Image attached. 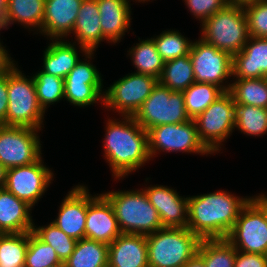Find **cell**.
<instances>
[{"mask_svg":"<svg viewBox=\"0 0 267 267\" xmlns=\"http://www.w3.org/2000/svg\"><path fill=\"white\" fill-rule=\"evenodd\" d=\"M121 117L122 121L107 120L104 138L105 159L109 163L112 176L119 180L151 159L147 130L143 129L133 116Z\"/></svg>","mask_w":267,"mask_h":267,"instance_id":"cell-1","label":"cell"},{"mask_svg":"<svg viewBox=\"0 0 267 267\" xmlns=\"http://www.w3.org/2000/svg\"><path fill=\"white\" fill-rule=\"evenodd\" d=\"M250 198L221 190L189 196L187 228L201 239L227 238Z\"/></svg>","mask_w":267,"mask_h":267,"instance_id":"cell-2","label":"cell"},{"mask_svg":"<svg viewBox=\"0 0 267 267\" xmlns=\"http://www.w3.org/2000/svg\"><path fill=\"white\" fill-rule=\"evenodd\" d=\"M102 195L110 202L121 233L149 235L163 228L143 189L109 191Z\"/></svg>","mask_w":267,"mask_h":267,"instance_id":"cell-3","label":"cell"},{"mask_svg":"<svg viewBox=\"0 0 267 267\" xmlns=\"http://www.w3.org/2000/svg\"><path fill=\"white\" fill-rule=\"evenodd\" d=\"M146 240L149 267H183L198 253L202 239L183 227L162 228Z\"/></svg>","mask_w":267,"mask_h":267,"instance_id":"cell-4","label":"cell"},{"mask_svg":"<svg viewBox=\"0 0 267 267\" xmlns=\"http://www.w3.org/2000/svg\"><path fill=\"white\" fill-rule=\"evenodd\" d=\"M201 26V39L232 57L243 49L250 37L242 3H229Z\"/></svg>","mask_w":267,"mask_h":267,"instance_id":"cell-5","label":"cell"},{"mask_svg":"<svg viewBox=\"0 0 267 267\" xmlns=\"http://www.w3.org/2000/svg\"><path fill=\"white\" fill-rule=\"evenodd\" d=\"M6 126L41 130L44 110L40 107L33 76L27 78L16 65L8 71Z\"/></svg>","mask_w":267,"mask_h":267,"instance_id":"cell-6","label":"cell"},{"mask_svg":"<svg viewBox=\"0 0 267 267\" xmlns=\"http://www.w3.org/2000/svg\"><path fill=\"white\" fill-rule=\"evenodd\" d=\"M226 239L238 251L267 255V219L263 193L251 197L242 207Z\"/></svg>","mask_w":267,"mask_h":267,"instance_id":"cell-7","label":"cell"},{"mask_svg":"<svg viewBox=\"0 0 267 267\" xmlns=\"http://www.w3.org/2000/svg\"><path fill=\"white\" fill-rule=\"evenodd\" d=\"M133 118L147 131L159 125L191 120L186 112L183 92L172 91L159 82Z\"/></svg>","mask_w":267,"mask_h":267,"instance_id":"cell-8","label":"cell"},{"mask_svg":"<svg viewBox=\"0 0 267 267\" xmlns=\"http://www.w3.org/2000/svg\"><path fill=\"white\" fill-rule=\"evenodd\" d=\"M236 104L229 92H224L194 122L200 141L211 153L221 151L220 145L235 129Z\"/></svg>","mask_w":267,"mask_h":267,"instance_id":"cell-9","label":"cell"},{"mask_svg":"<svg viewBox=\"0 0 267 267\" xmlns=\"http://www.w3.org/2000/svg\"><path fill=\"white\" fill-rule=\"evenodd\" d=\"M157 82L153 76L132 72L107 87L103 104L121 116H133L151 95Z\"/></svg>","mask_w":267,"mask_h":267,"instance_id":"cell-10","label":"cell"},{"mask_svg":"<svg viewBox=\"0 0 267 267\" xmlns=\"http://www.w3.org/2000/svg\"><path fill=\"white\" fill-rule=\"evenodd\" d=\"M148 150L151 158L157 152H187L212 154L200 141L194 120L179 124H164L148 131Z\"/></svg>","mask_w":267,"mask_h":267,"instance_id":"cell-11","label":"cell"},{"mask_svg":"<svg viewBox=\"0 0 267 267\" xmlns=\"http://www.w3.org/2000/svg\"><path fill=\"white\" fill-rule=\"evenodd\" d=\"M39 129L0 125V163L6 168L26 166L42 155Z\"/></svg>","mask_w":267,"mask_h":267,"instance_id":"cell-12","label":"cell"},{"mask_svg":"<svg viewBox=\"0 0 267 267\" xmlns=\"http://www.w3.org/2000/svg\"><path fill=\"white\" fill-rule=\"evenodd\" d=\"M189 57L192 61L195 82L211 83L220 87L224 92L230 89L226 80L232 77V56L204 42L201 38L192 41ZM225 81L226 85H223Z\"/></svg>","mask_w":267,"mask_h":267,"instance_id":"cell-13","label":"cell"},{"mask_svg":"<svg viewBox=\"0 0 267 267\" xmlns=\"http://www.w3.org/2000/svg\"><path fill=\"white\" fill-rule=\"evenodd\" d=\"M43 163L41 156L30 165L7 169L4 188L33 208L53 180V172Z\"/></svg>","mask_w":267,"mask_h":267,"instance_id":"cell-14","label":"cell"},{"mask_svg":"<svg viewBox=\"0 0 267 267\" xmlns=\"http://www.w3.org/2000/svg\"><path fill=\"white\" fill-rule=\"evenodd\" d=\"M89 193L88 189L85 238L109 245L121 234L113 208L102 194Z\"/></svg>","mask_w":267,"mask_h":267,"instance_id":"cell-15","label":"cell"},{"mask_svg":"<svg viewBox=\"0 0 267 267\" xmlns=\"http://www.w3.org/2000/svg\"><path fill=\"white\" fill-rule=\"evenodd\" d=\"M145 188L142 189L156 208L163 228L187 227L188 197H181L176 190L163 185Z\"/></svg>","mask_w":267,"mask_h":267,"instance_id":"cell-16","label":"cell"},{"mask_svg":"<svg viewBox=\"0 0 267 267\" xmlns=\"http://www.w3.org/2000/svg\"><path fill=\"white\" fill-rule=\"evenodd\" d=\"M76 185L62 200L58 216L52 222L68 236L80 240L85 238V223L88 207V189Z\"/></svg>","mask_w":267,"mask_h":267,"instance_id":"cell-17","label":"cell"},{"mask_svg":"<svg viewBox=\"0 0 267 267\" xmlns=\"http://www.w3.org/2000/svg\"><path fill=\"white\" fill-rule=\"evenodd\" d=\"M82 1L45 0L42 29L39 33L50 40L67 38L72 33Z\"/></svg>","mask_w":267,"mask_h":267,"instance_id":"cell-18","label":"cell"},{"mask_svg":"<svg viewBox=\"0 0 267 267\" xmlns=\"http://www.w3.org/2000/svg\"><path fill=\"white\" fill-rule=\"evenodd\" d=\"M235 79L267 78V38L249 37L243 49L232 57Z\"/></svg>","mask_w":267,"mask_h":267,"instance_id":"cell-19","label":"cell"},{"mask_svg":"<svg viewBox=\"0 0 267 267\" xmlns=\"http://www.w3.org/2000/svg\"><path fill=\"white\" fill-rule=\"evenodd\" d=\"M108 267H149L146 235L121 233L108 245Z\"/></svg>","mask_w":267,"mask_h":267,"instance_id":"cell-20","label":"cell"},{"mask_svg":"<svg viewBox=\"0 0 267 267\" xmlns=\"http://www.w3.org/2000/svg\"><path fill=\"white\" fill-rule=\"evenodd\" d=\"M72 33L76 37L80 53L96 52L98 45L103 42L100 26V15L97 0H83L76 18Z\"/></svg>","mask_w":267,"mask_h":267,"instance_id":"cell-21","label":"cell"},{"mask_svg":"<svg viewBox=\"0 0 267 267\" xmlns=\"http://www.w3.org/2000/svg\"><path fill=\"white\" fill-rule=\"evenodd\" d=\"M103 41L117 43L128 32L131 22L129 0H97Z\"/></svg>","mask_w":267,"mask_h":267,"instance_id":"cell-22","label":"cell"},{"mask_svg":"<svg viewBox=\"0 0 267 267\" xmlns=\"http://www.w3.org/2000/svg\"><path fill=\"white\" fill-rule=\"evenodd\" d=\"M32 207L5 188L0 189V234L32 232Z\"/></svg>","mask_w":267,"mask_h":267,"instance_id":"cell-23","label":"cell"},{"mask_svg":"<svg viewBox=\"0 0 267 267\" xmlns=\"http://www.w3.org/2000/svg\"><path fill=\"white\" fill-rule=\"evenodd\" d=\"M51 41L43 53L41 71L64 79L80 60L77 45L65 39Z\"/></svg>","mask_w":267,"mask_h":267,"instance_id":"cell-24","label":"cell"},{"mask_svg":"<svg viewBox=\"0 0 267 267\" xmlns=\"http://www.w3.org/2000/svg\"><path fill=\"white\" fill-rule=\"evenodd\" d=\"M64 267H108V244L88 238L77 240Z\"/></svg>","mask_w":267,"mask_h":267,"instance_id":"cell-25","label":"cell"},{"mask_svg":"<svg viewBox=\"0 0 267 267\" xmlns=\"http://www.w3.org/2000/svg\"><path fill=\"white\" fill-rule=\"evenodd\" d=\"M45 0H8V22L9 25L14 22L24 25V27L39 32L42 29L44 17Z\"/></svg>","mask_w":267,"mask_h":267,"instance_id":"cell-26","label":"cell"},{"mask_svg":"<svg viewBox=\"0 0 267 267\" xmlns=\"http://www.w3.org/2000/svg\"><path fill=\"white\" fill-rule=\"evenodd\" d=\"M158 82L177 92L190 87L195 82V76L189 54L166 61Z\"/></svg>","mask_w":267,"mask_h":267,"instance_id":"cell-27","label":"cell"},{"mask_svg":"<svg viewBox=\"0 0 267 267\" xmlns=\"http://www.w3.org/2000/svg\"><path fill=\"white\" fill-rule=\"evenodd\" d=\"M229 93L235 104L251 105L267 109V78L235 79Z\"/></svg>","mask_w":267,"mask_h":267,"instance_id":"cell-28","label":"cell"},{"mask_svg":"<svg viewBox=\"0 0 267 267\" xmlns=\"http://www.w3.org/2000/svg\"><path fill=\"white\" fill-rule=\"evenodd\" d=\"M128 55L132 58L134 67L137 68L136 73L150 75L159 79L165 61L158 53L152 38L140 40V43L130 48Z\"/></svg>","mask_w":267,"mask_h":267,"instance_id":"cell-29","label":"cell"},{"mask_svg":"<svg viewBox=\"0 0 267 267\" xmlns=\"http://www.w3.org/2000/svg\"><path fill=\"white\" fill-rule=\"evenodd\" d=\"M206 267H234L236 248L226 238L202 239L197 253Z\"/></svg>","mask_w":267,"mask_h":267,"instance_id":"cell-30","label":"cell"},{"mask_svg":"<svg viewBox=\"0 0 267 267\" xmlns=\"http://www.w3.org/2000/svg\"><path fill=\"white\" fill-rule=\"evenodd\" d=\"M224 91L215 84L194 82L183 91L185 108L190 119L194 120L207 109Z\"/></svg>","mask_w":267,"mask_h":267,"instance_id":"cell-31","label":"cell"},{"mask_svg":"<svg viewBox=\"0 0 267 267\" xmlns=\"http://www.w3.org/2000/svg\"><path fill=\"white\" fill-rule=\"evenodd\" d=\"M28 232L0 234V267H24Z\"/></svg>","mask_w":267,"mask_h":267,"instance_id":"cell-32","label":"cell"},{"mask_svg":"<svg viewBox=\"0 0 267 267\" xmlns=\"http://www.w3.org/2000/svg\"><path fill=\"white\" fill-rule=\"evenodd\" d=\"M235 127L248 136L267 133V109L251 105L236 104Z\"/></svg>","mask_w":267,"mask_h":267,"instance_id":"cell-33","label":"cell"},{"mask_svg":"<svg viewBox=\"0 0 267 267\" xmlns=\"http://www.w3.org/2000/svg\"><path fill=\"white\" fill-rule=\"evenodd\" d=\"M103 84H85V81L64 80V99L74 106L88 107L101 101L103 106Z\"/></svg>","mask_w":267,"mask_h":267,"instance_id":"cell-34","label":"cell"},{"mask_svg":"<svg viewBox=\"0 0 267 267\" xmlns=\"http://www.w3.org/2000/svg\"><path fill=\"white\" fill-rule=\"evenodd\" d=\"M33 232L45 243L52 246L62 263L73 253L77 240L60 230L53 222L46 226H33Z\"/></svg>","mask_w":267,"mask_h":267,"instance_id":"cell-35","label":"cell"},{"mask_svg":"<svg viewBox=\"0 0 267 267\" xmlns=\"http://www.w3.org/2000/svg\"><path fill=\"white\" fill-rule=\"evenodd\" d=\"M37 100L40 107L46 111L48 106L64 98V79L38 71L33 75ZM48 105V106H47Z\"/></svg>","mask_w":267,"mask_h":267,"instance_id":"cell-36","label":"cell"},{"mask_svg":"<svg viewBox=\"0 0 267 267\" xmlns=\"http://www.w3.org/2000/svg\"><path fill=\"white\" fill-rule=\"evenodd\" d=\"M64 266L54 248L43 242L33 231L28 232V249L24 267Z\"/></svg>","mask_w":267,"mask_h":267,"instance_id":"cell-37","label":"cell"},{"mask_svg":"<svg viewBox=\"0 0 267 267\" xmlns=\"http://www.w3.org/2000/svg\"><path fill=\"white\" fill-rule=\"evenodd\" d=\"M152 39L158 53L165 62L188 55L192 44V41L184 37L179 31L171 29L163 31Z\"/></svg>","mask_w":267,"mask_h":267,"instance_id":"cell-38","label":"cell"},{"mask_svg":"<svg viewBox=\"0 0 267 267\" xmlns=\"http://www.w3.org/2000/svg\"><path fill=\"white\" fill-rule=\"evenodd\" d=\"M250 37L267 38V0H249L242 3Z\"/></svg>","mask_w":267,"mask_h":267,"instance_id":"cell-39","label":"cell"},{"mask_svg":"<svg viewBox=\"0 0 267 267\" xmlns=\"http://www.w3.org/2000/svg\"><path fill=\"white\" fill-rule=\"evenodd\" d=\"M93 55L94 52L86 53V59H83L84 61L80 59L64 80L85 81V84H102L101 73H99L96 66L88 60L91 59Z\"/></svg>","mask_w":267,"mask_h":267,"instance_id":"cell-40","label":"cell"},{"mask_svg":"<svg viewBox=\"0 0 267 267\" xmlns=\"http://www.w3.org/2000/svg\"><path fill=\"white\" fill-rule=\"evenodd\" d=\"M190 13L202 24L210 16L225 8L229 0H184Z\"/></svg>","mask_w":267,"mask_h":267,"instance_id":"cell-41","label":"cell"},{"mask_svg":"<svg viewBox=\"0 0 267 267\" xmlns=\"http://www.w3.org/2000/svg\"><path fill=\"white\" fill-rule=\"evenodd\" d=\"M234 267H267V255L236 250Z\"/></svg>","mask_w":267,"mask_h":267,"instance_id":"cell-42","label":"cell"},{"mask_svg":"<svg viewBox=\"0 0 267 267\" xmlns=\"http://www.w3.org/2000/svg\"><path fill=\"white\" fill-rule=\"evenodd\" d=\"M8 72L0 76V125H6L8 107Z\"/></svg>","mask_w":267,"mask_h":267,"instance_id":"cell-43","label":"cell"},{"mask_svg":"<svg viewBox=\"0 0 267 267\" xmlns=\"http://www.w3.org/2000/svg\"><path fill=\"white\" fill-rule=\"evenodd\" d=\"M15 65L14 60H12L5 46H3L0 41V76L6 74Z\"/></svg>","mask_w":267,"mask_h":267,"instance_id":"cell-44","label":"cell"},{"mask_svg":"<svg viewBox=\"0 0 267 267\" xmlns=\"http://www.w3.org/2000/svg\"><path fill=\"white\" fill-rule=\"evenodd\" d=\"M8 0H0V29H7L8 22Z\"/></svg>","mask_w":267,"mask_h":267,"instance_id":"cell-45","label":"cell"},{"mask_svg":"<svg viewBox=\"0 0 267 267\" xmlns=\"http://www.w3.org/2000/svg\"><path fill=\"white\" fill-rule=\"evenodd\" d=\"M183 267H206L203 259L196 254Z\"/></svg>","mask_w":267,"mask_h":267,"instance_id":"cell-46","label":"cell"},{"mask_svg":"<svg viewBox=\"0 0 267 267\" xmlns=\"http://www.w3.org/2000/svg\"><path fill=\"white\" fill-rule=\"evenodd\" d=\"M7 169L0 163V189L6 184Z\"/></svg>","mask_w":267,"mask_h":267,"instance_id":"cell-47","label":"cell"},{"mask_svg":"<svg viewBox=\"0 0 267 267\" xmlns=\"http://www.w3.org/2000/svg\"><path fill=\"white\" fill-rule=\"evenodd\" d=\"M264 213L267 219V195H264Z\"/></svg>","mask_w":267,"mask_h":267,"instance_id":"cell-48","label":"cell"},{"mask_svg":"<svg viewBox=\"0 0 267 267\" xmlns=\"http://www.w3.org/2000/svg\"><path fill=\"white\" fill-rule=\"evenodd\" d=\"M232 3H243L245 1H249V0H229Z\"/></svg>","mask_w":267,"mask_h":267,"instance_id":"cell-49","label":"cell"},{"mask_svg":"<svg viewBox=\"0 0 267 267\" xmlns=\"http://www.w3.org/2000/svg\"><path fill=\"white\" fill-rule=\"evenodd\" d=\"M137 1V0H135ZM147 1H150V0H138V2H147Z\"/></svg>","mask_w":267,"mask_h":267,"instance_id":"cell-50","label":"cell"}]
</instances>
